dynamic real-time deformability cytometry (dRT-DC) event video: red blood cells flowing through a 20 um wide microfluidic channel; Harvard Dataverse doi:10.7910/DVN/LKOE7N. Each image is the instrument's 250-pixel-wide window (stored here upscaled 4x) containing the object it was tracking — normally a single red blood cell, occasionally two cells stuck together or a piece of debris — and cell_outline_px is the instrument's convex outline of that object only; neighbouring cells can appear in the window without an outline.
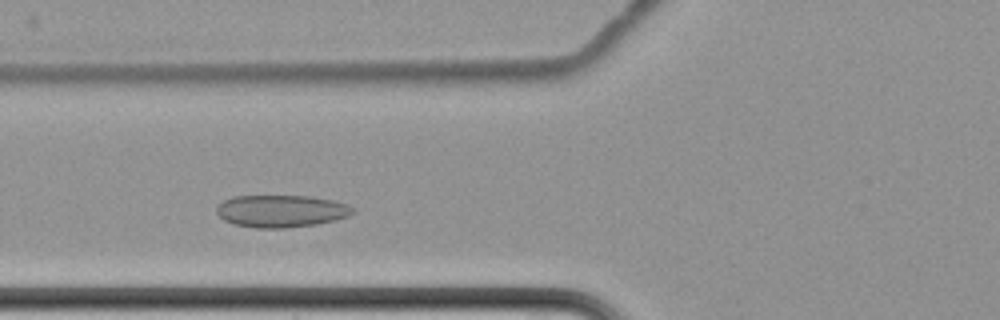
{"species": "common noctule bat (a hibernating species)", "species_latin": "Nyctalus noctula", "temperature_condition": "cold", "stored_images_in_passage": 4, "camera_frame_rate_fps": 3000, "um_per_image_px": 0.085, "animal": {"sex": "female", "body_mass_g": 22.7, "forearm_length_mm": 54.2}, "frame": {"image": 1, "passage_image": 4, "time_ms": 4.333, "image_size_px": [1000, 320], "cell_outline_px": [[352, 212], [348, 216], [336, 220], [316, 224], [284, 228], [256, 228], [236, 224], [224, 220], [216, 212], [216, 208], [224, 200], [232, 196], [312, 196], [332, 200], [348, 204], [352, 208]], "centroid_in_image_um": [23.89, 17.94], "position_along_channel_um": 101.9, "area_um2": 25.49}}